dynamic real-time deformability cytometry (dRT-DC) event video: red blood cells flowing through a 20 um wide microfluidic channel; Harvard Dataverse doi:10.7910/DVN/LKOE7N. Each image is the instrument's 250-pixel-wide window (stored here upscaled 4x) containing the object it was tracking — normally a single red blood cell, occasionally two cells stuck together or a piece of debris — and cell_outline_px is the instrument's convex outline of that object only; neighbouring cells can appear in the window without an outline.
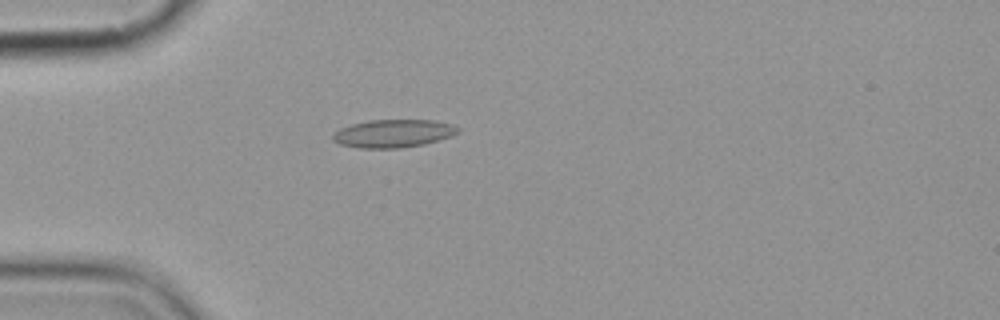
{"species": "common noctule bat (a hibernating species)", "species_latin": "Nyctalus noctula", "temperature_condition": "cold", "stored_images_in_passage": 3, "camera_frame_rate_fps": 3000, "um_per_image_px": 0.085, "animal": {"sex": "female", "body_mass_g": 19.9}, "frame": {"image": 1, "passage_image": 3, "time_ms": 3.0, "image_size_px": [1000, 320], "cell_outline_px": [[460, 132], [452, 136], [424, 144], [400, 148], [360, 148], [340, 144], [332, 140], [332, 136], [340, 128], [352, 124], [368, 120], [436, 120], [452, 124], [460, 128]], "centroid_in_image_um": [33.46, 11.34], "position_along_channel_um": 51.5, "area_um2": 20.46}}